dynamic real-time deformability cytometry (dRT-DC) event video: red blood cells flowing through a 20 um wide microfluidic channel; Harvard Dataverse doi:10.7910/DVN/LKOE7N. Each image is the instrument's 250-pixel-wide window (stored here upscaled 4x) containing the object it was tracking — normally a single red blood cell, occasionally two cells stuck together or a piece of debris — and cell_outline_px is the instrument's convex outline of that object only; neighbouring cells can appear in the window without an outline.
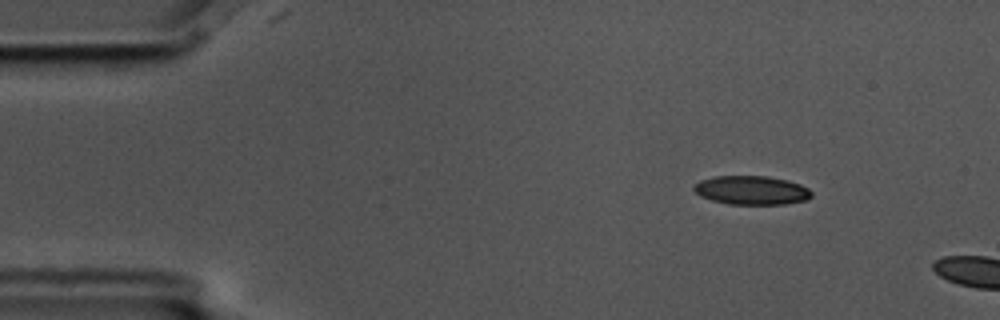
{"species": "common noctule bat (a hibernating species)", "species_latin": "Nyctalus noctula", "temperature_condition": "cold", "stored_images_in_passage": 2, "camera_frame_rate_fps": 3000, "um_per_image_px": 0.085, "animal": {"sex": "male", "body_mass_g": 17.5, "forearm_length_mm": 52.3}, "frame": {"image": 1, "passage_image": 1, "time_ms": 0.0, "image_size_px": [1000, 320], "cell_outline_px": [[812, 196], [808, 200], [784, 204], [728, 204], [712, 200], [700, 196], [692, 188], [692, 184], [700, 180], [712, 176], [768, 176], [788, 180], [800, 184], [808, 188], [812, 192]], "centroid_in_image_um": [63.87, 16.16], "position_along_channel_um": 21.1, "area_um2": 20.0}}